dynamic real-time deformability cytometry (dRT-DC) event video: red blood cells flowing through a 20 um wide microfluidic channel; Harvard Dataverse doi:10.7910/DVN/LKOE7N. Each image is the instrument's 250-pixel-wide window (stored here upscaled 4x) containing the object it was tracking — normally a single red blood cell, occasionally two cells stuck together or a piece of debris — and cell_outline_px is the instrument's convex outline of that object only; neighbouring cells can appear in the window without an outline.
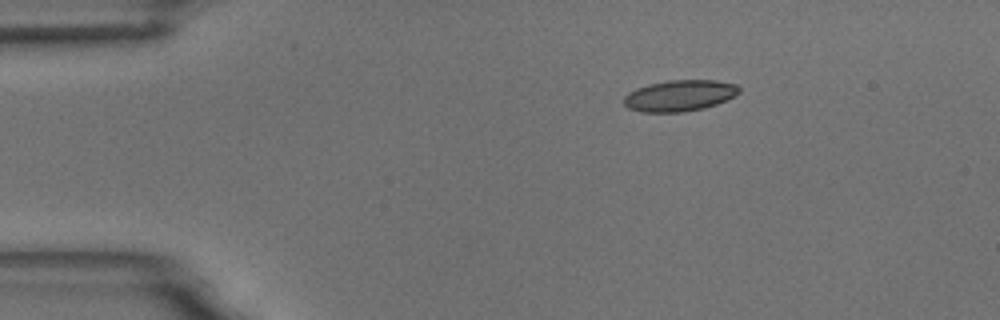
{"species": "common noctule bat (a hibernating species)", "species_latin": "Nyctalus noctula", "temperature_condition": "room temperature", "stored_images_in_passage": 46, "camera_frame_rate_fps": 3000, "um_per_image_px": 0.085, "animal": {"sex": "male", "body_mass_g": 18.8}, "frame": {"image": 1, "passage_image": 1, "time_ms": 0.0, "image_size_px": [1000, 320], "cell_outline_px": [[740, 92], [716, 104], [704, 108], [684, 112], [640, 112], [628, 108], [624, 104], [624, 96], [628, 92], [636, 88], [648, 84], [668, 80], [716, 80], [736, 84], [740, 88]], "centroid_in_image_um": [57.73, 8.12], "position_along_channel_um": 27.3, "area_um2": 20.98}}
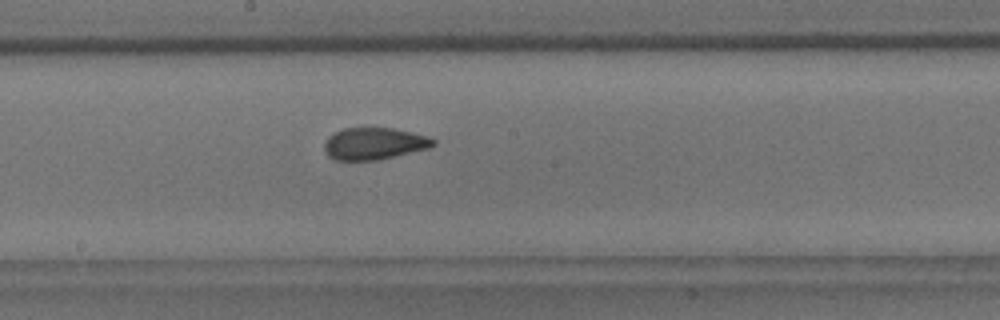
{"frame": {"image": 2, "passage_image": 21, "time_ms": 6.667, "image_size_px": [1000, 320], "cell_outline_px": [[436, 144], [432, 148], [376, 160], [336, 160], [328, 156], [324, 152], [324, 144], [328, 136], [344, 128], [392, 128], [412, 132], [428, 136], [436, 140]], "centroid_in_image_um": [31.83, 12.21], "position_along_channel_um": 216.4, "area_um2": 20.4}}
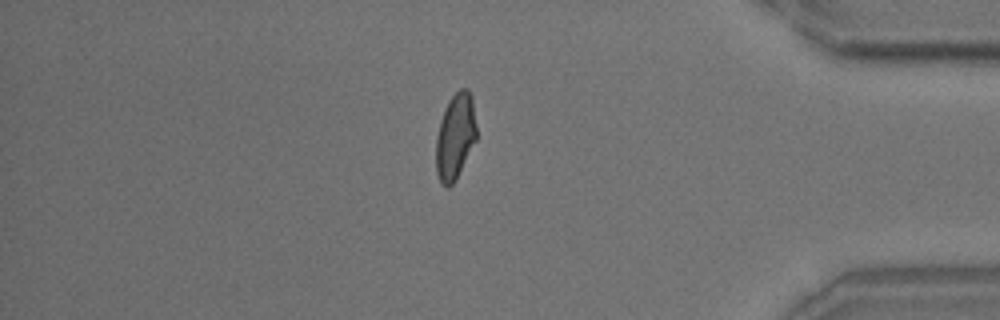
{"frame": {"image": 3, "passage_image": 38, "time_ms": 12.333, "image_size_px": [1000, 320], "cell_outline_px": [[476, 140], [456, 180], [448, 188], [444, 188], [440, 184], [436, 172], [436, 136], [440, 120], [444, 108], [448, 100], [460, 88], [468, 88], [472, 96], [476, 124]], "centroid_in_image_um": [38.68, 11.61], "position_along_channel_um": 396.5, "area_um2": 20.63}, "authors_computed_cell_mechanics": {"area_um2": 20.6346, "velocity_mm_per_s": 3.7325, "shape_relaxation_time_tau1_ms": 7.0446, "shape_relaxation_time_tau2_ms": 1.1522, "deformation_change_tau1": 0.1724, "deformation_change_tau2": 0.0623}}